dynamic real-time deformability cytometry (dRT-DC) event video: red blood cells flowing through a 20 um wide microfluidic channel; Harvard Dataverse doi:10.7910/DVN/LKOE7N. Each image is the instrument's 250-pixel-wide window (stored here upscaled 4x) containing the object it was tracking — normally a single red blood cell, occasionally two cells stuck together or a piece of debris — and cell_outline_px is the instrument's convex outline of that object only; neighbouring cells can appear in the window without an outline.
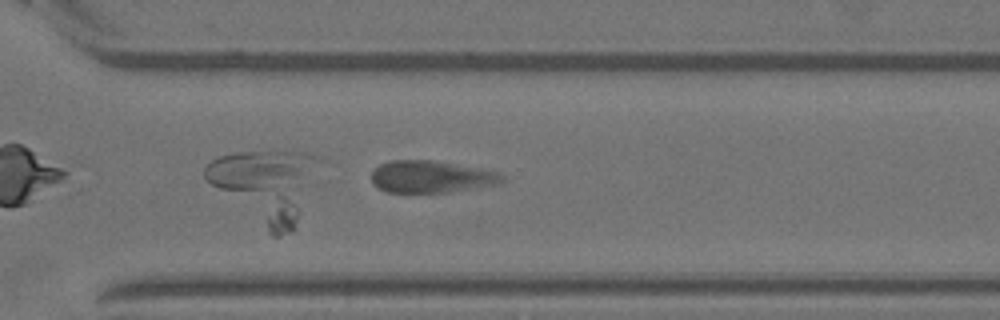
{"species": "Egyptian fruit bat (a non-hibernating species)", "species_latin": "Rousettus aegyptiacus", "temperature_condition": "warm", "stored_images_in_passage": 31, "camera_frame_rate_fps": 3000, "um_per_image_px": 0.085, "animal": {"sex": "female"}, "frame": {"image": 1, "passage_image": 31, "time_ms": 10.0, "image_size_px": [1000, 320], "cell_outline_px": [[504, 180], [496, 184], [448, 192], [388, 192], [376, 188], [372, 184], [372, 168], [388, 160], [432, 160], [480, 168], [500, 172], [504, 176]], "centroid_in_image_um": [36.59, 15.01], "position_along_channel_um": 334.0, "area_um2": 24.51}}